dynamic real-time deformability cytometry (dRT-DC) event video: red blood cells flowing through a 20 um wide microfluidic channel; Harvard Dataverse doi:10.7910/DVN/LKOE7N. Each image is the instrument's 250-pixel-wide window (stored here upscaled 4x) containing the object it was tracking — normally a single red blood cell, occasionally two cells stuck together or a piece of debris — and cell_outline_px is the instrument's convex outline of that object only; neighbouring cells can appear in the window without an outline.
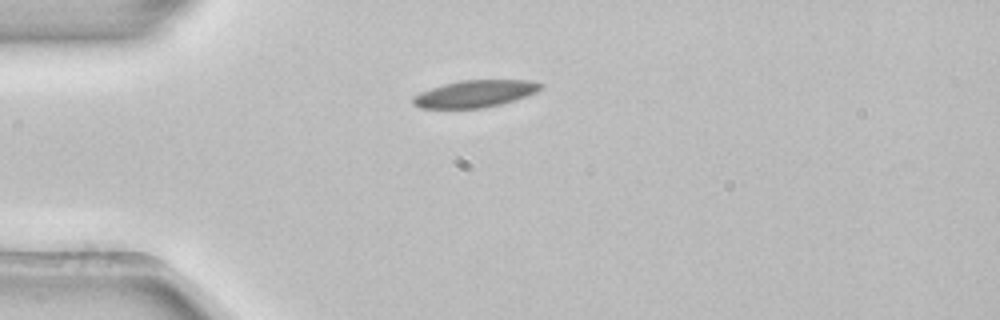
{"species": "common noctule bat (a hibernating species)", "species_latin": "Nyctalus noctula", "temperature_condition": "room temperature", "stored_images_in_passage": 2, "camera_frame_rate_fps": 3000, "um_per_image_px": 0.085, "animal": {"sex": "female", "body_mass_g": 22.7, "forearm_length_mm": 54.2}, "frame": {"image": 1, "passage_image": 1, "time_ms": 0.0, "image_size_px": [1000, 320], "cell_outline_px": [[544, 84], [536, 92], [516, 100], [484, 108], [420, 108], [412, 104], [412, 96], [420, 92], [444, 84], [460, 80], [528, 80]], "centroid_in_image_um": [40.35, 7.97], "position_along_channel_um": 44.6, "area_um2": 20.11}}